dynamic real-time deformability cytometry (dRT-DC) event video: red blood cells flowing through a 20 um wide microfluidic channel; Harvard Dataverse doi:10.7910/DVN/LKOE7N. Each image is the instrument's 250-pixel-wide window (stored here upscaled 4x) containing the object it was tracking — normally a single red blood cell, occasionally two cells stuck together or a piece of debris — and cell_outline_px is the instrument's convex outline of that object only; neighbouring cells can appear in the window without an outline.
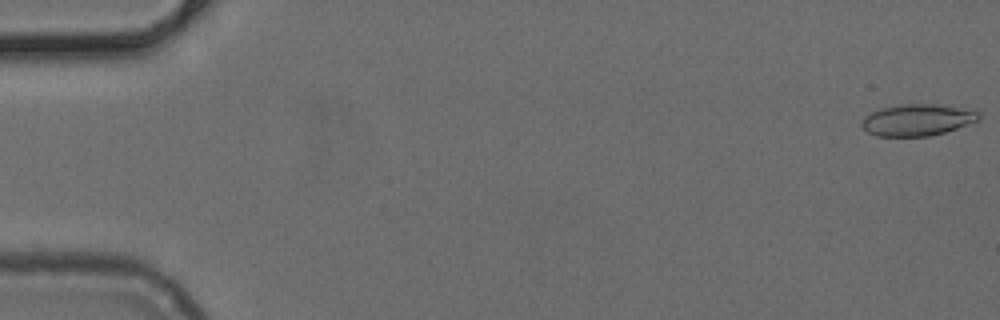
{"species": "common noctule bat (a hibernating species)", "species_latin": "Nyctalus noctula", "temperature_condition": "cold", "stored_images_in_passage": 51, "camera_frame_rate_fps": 3000, "um_per_image_px": 0.085, "animal": {"sex": "female", "body_mass_g": 24.6, "forearm_length_mm": 56.2}, "frame": {"image": 1, "passage_image": 1, "time_ms": 0.0, "image_size_px": [1000, 320], "cell_outline_px": [[980, 120], [944, 132], [928, 136], [876, 136], [868, 132], [860, 124], [864, 116], [880, 108], [900, 104], [928, 104], [956, 108], [980, 112]], "centroid_in_image_um": [77.92, 10.2], "position_along_channel_um": 7.1, "area_um2": 21.21}}
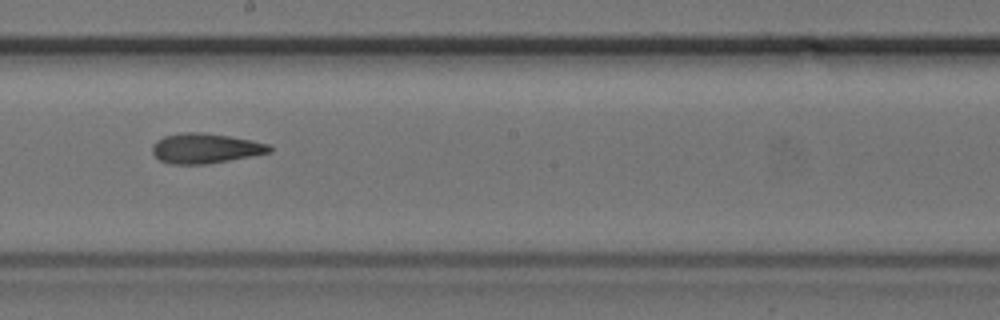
{"frame": {"image": 2, "passage_image": 29, "time_ms": 9.333, "image_size_px": [1000, 320], "cell_outline_px": [[272, 152], [252, 156], [204, 164], [168, 164], [160, 160], [152, 152], [152, 144], [156, 140], [164, 136], [184, 132], [200, 132], [228, 136], [252, 140], [268, 144], [272, 148]], "centroid_in_image_um": [17.43, 12.61], "position_along_channel_um": 230.8, "area_um2": 20.4}}
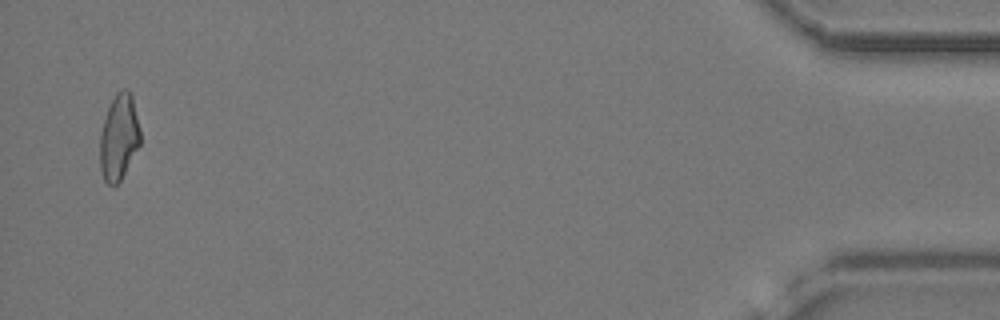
{"frame": {"image": 3, "passage_image": 50, "time_ms": 16.333, "image_size_px": [1000, 320], "cell_outline_px": [[140, 144], [120, 180], [116, 184], [108, 184], [104, 180], [100, 168], [100, 136], [104, 120], [108, 108], [116, 92], [124, 88], [128, 88], [132, 92], [140, 128]], "centroid_in_image_um": [10.12, 11.61], "position_along_channel_um": 425.1, "area_um2": 20.11}}